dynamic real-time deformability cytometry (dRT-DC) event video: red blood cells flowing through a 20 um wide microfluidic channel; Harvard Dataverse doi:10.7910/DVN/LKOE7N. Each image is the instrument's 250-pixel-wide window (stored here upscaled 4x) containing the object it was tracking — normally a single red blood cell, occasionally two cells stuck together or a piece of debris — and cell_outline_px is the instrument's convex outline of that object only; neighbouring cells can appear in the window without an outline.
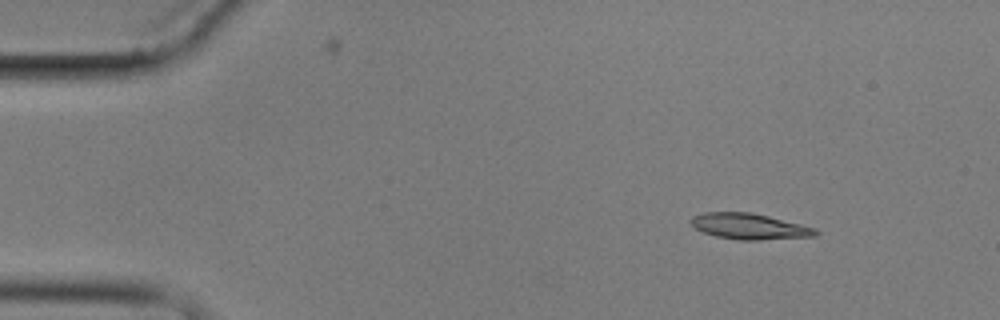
{"species": "common noctule bat (a hibernating species)", "species_latin": "Nyctalus noctula", "temperature_condition": "cold", "stored_images_in_passage": 4, "segment_of_instrument_passage": [1, 2], "camera_frame_rate_fps": 3000, "um_per_image_px": 0.085, "animal": {"sex": "male", "body_mass_g": 17.9}, "frame": {"image": 1, "passage_image": 1, "time_ms": 0.0, "image_size_px": [1000, 320], "cell_outline_px": [[820, 232], [816, 236], [760, 240], [740, 240], [716, 236], [704, 232], [696, 228], [688, 220], [692, 216], [704, 212], [752, 212], [816, 228]], "centroid_in_image_um": [63.7, 19.24], "position_along_channel_um": 21.3, "area_um2": 18.79}}